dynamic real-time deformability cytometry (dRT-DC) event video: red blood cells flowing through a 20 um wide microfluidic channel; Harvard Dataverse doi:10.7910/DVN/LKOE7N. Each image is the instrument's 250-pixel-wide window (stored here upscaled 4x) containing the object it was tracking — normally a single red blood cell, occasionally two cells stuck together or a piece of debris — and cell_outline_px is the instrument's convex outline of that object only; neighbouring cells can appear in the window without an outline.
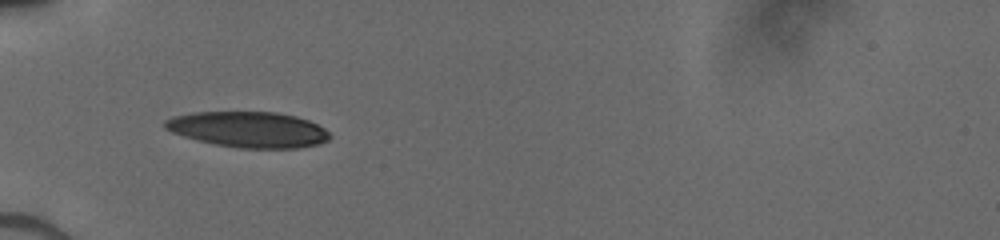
{"species": "human", "species_latin": "Homo sapiens", "temperature_condition": "cold", "stored_images_in_passage": 41, "camera_frame_rate_fps": 3000, "um_per_image_px": 0.085, "donor": {"sex": "male"}, "frame": {"image": 1, "passage_image": 1, "time_ms": 0.0, "image_size_px": [1000, 240], "cell_outline_px": [[332, 136], [328, 140], [320, 144], [296, 148], [236, 148], [196, 140], [172, 132], [164, 128], [164, 120], [172, 116], [192, 112], [276, 112], [296, 116], [308, 120], [324, 128]], "centroid_in_image_um": [21.11, 11.0], "position_along_channel_um": 63.9, "area_um2": 34.45}}
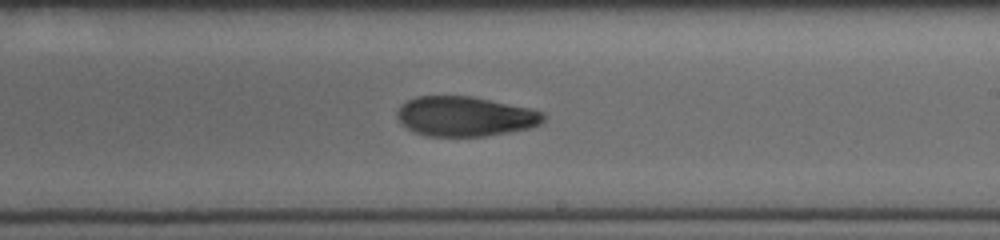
{"frame": {"image": 2, "passage_image": 18, "time_ms": 4.667, "image_size_px": [1000, 240], "cell_outline_px": [[544, 120], [540, 124], [532, 128], [484, 136], [428, 136], [416, 132], [408, 128], [396, 116], [396, 112], [400, 104], [416, 96], [472, 96], [532, 108], [544, 112]], "centroid_in_image_um": [39.56, 9.88], "position_along_channel_um": 249.4, "area_um2": 34.04}}
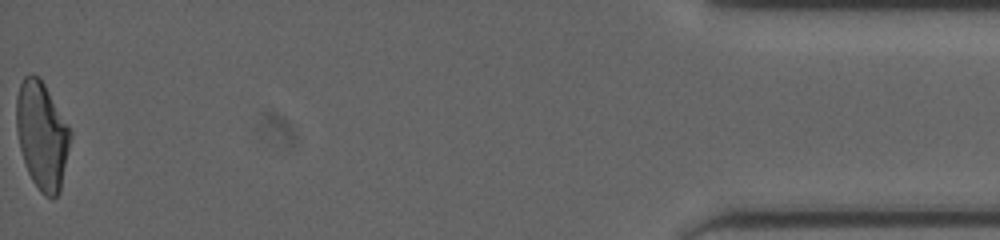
{"frame": {"image": 3, "passage_image": 40, "time_ms": 11.0, "image_size_px": [1000, 240], "cell_outline_px": [[72, 136], [60, 192], [52, 200], [44, 196], [40, 192], [32, 180], [28, 172], [20, 148], [16, 128], [16, 96], [20, 84], [24, 76], [32, 72], [40, 76], [68, 124], [72, 132]], "centroid_in_image_um": [3.58, 11.49], "position_along_channel_um": 431.6, "area_um2": 34.28}}